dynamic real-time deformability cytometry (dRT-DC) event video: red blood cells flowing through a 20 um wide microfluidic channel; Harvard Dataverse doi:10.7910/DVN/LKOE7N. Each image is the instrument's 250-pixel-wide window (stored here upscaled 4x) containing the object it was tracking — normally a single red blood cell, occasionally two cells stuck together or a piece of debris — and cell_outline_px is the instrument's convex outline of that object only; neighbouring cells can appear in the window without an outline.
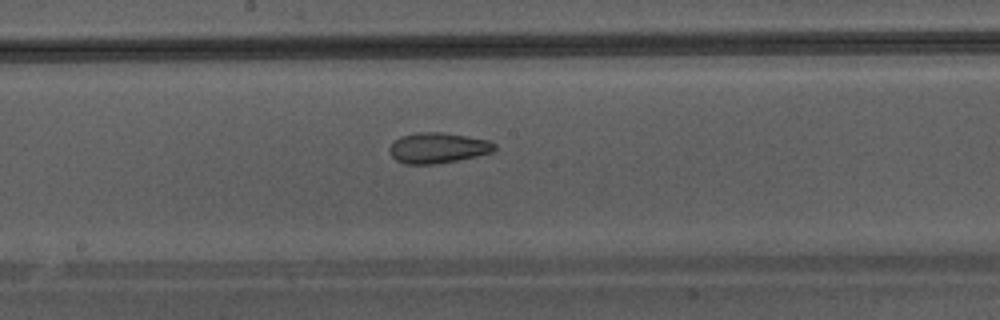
{"species": "Egyptian fruit bat (a non-hibernating species)", "species_latin": "Rousettus aegyptiacus", "temperature_condition": "warm", "stored_images_in_passage": 38, "camera_frame_rate_fps": 3000, "um_per_image_px": 0.085, "animal": {"sex": "male"}, "frame": {"image": 1, "passage_image": 17, "time_ms": 5.333, "image_size_px": [1000, 320], "cell_outline_px": [[496, 148], [492, 152], [476, 156], [456, 160], [432, 164], [404, 164], [396, 160], [388, 152], [388, 148], [400, 136], [416, 132], [444, 132], [488, 140], [496, 144]], "centroid_in_image_um": [37.19, 12.56], "position_along_channel_um": 211.0, "area_um2": 18.67}}